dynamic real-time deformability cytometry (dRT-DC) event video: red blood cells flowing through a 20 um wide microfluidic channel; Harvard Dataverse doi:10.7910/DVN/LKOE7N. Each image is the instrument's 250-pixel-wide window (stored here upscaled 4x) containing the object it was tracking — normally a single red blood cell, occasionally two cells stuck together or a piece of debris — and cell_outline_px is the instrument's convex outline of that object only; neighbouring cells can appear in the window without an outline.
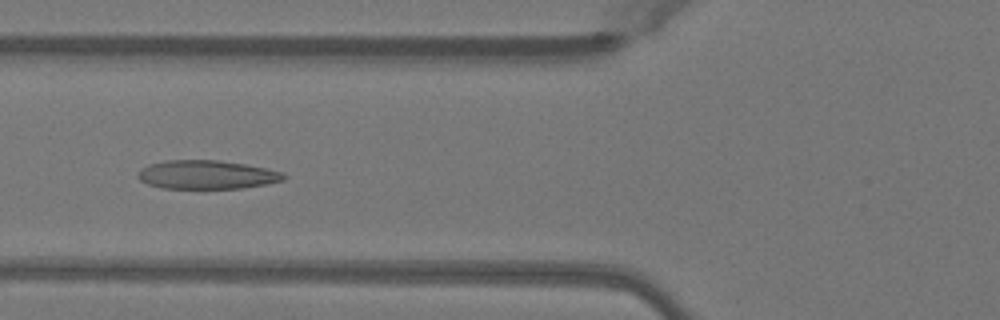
{"species": "Egyptian fruit bat (a non-hibernating species)", "species_latin": "Rousettus aegyptiacus", "temperature_condition": "warm", "stored_images_in_passage": 51, "segment_of_instrument_passage": [1, 2], "camera_frame_rate_fps": 3000, "um_per_image_px": 0.085, "animal": {"sex": "female"}, "frame": {"image": 1, "passage_image": 19, "time_ms": 6.0, "image_size_px": [1000, 320], "cell_outline_px": [[288, 176], [284, 180], [264, 184], [240, 188], [160, 188], [148, 184], [140, 180], [136, 176], [136, 172], [140, 168], [148, 164], [164, 160], [216, 160], [244, 164], [284, 172]], "centroid_in_image_um": [17.52, 14.84], "position_along_channel_um": 108.3, "area_um2": 24.45}}
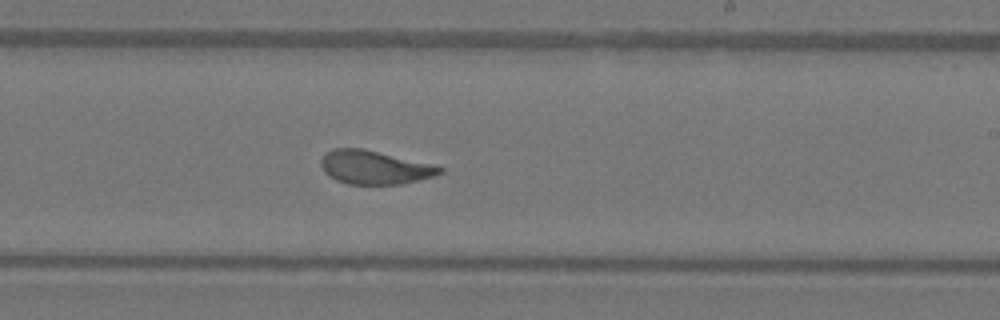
{"frame": {"image": 2, "passage_image": 30, "time_ms": 9.667, "image_size_px": [1000, 320], "cell_outline_px": [[444, 172], [436, 176], [400, 184], [348, 184], [336, 180], [324, 172], [320, 164], [320, 160], [324, 152], [332, 148], [364, 148], [432, 164], [444, 168]], "centroid_in_image_um": [31.82, 14.21], "position_along_channel_um": 257.2, "area_um2": 23.47}}
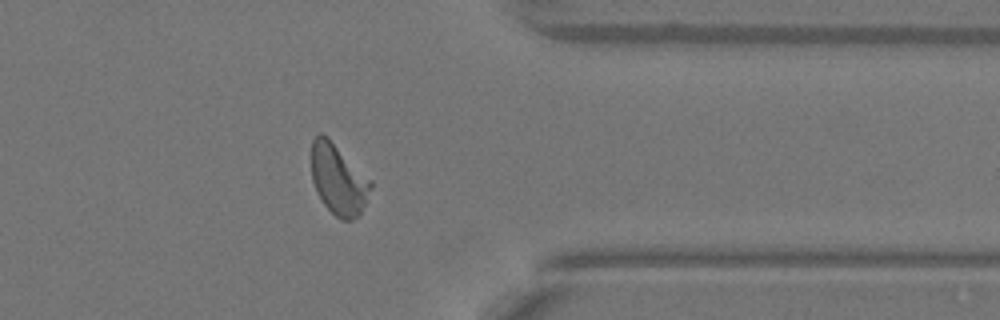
{"frame": {"image": 3, "passage_image": 40, "time_ms": 13.0, "image_size_px": [1000, 320], "cell_outline_px": [[372, 188], [360, 212], [352, 220], [340, 220], [324, 204], [316, 192], [312, 180], [312, 140], [320, 132], [328, 136], [372, 180]], "centroid_in_image_um": [28.76, 15.22], "position_along_channel_um": 382.6, "area_um2": 24.39}}